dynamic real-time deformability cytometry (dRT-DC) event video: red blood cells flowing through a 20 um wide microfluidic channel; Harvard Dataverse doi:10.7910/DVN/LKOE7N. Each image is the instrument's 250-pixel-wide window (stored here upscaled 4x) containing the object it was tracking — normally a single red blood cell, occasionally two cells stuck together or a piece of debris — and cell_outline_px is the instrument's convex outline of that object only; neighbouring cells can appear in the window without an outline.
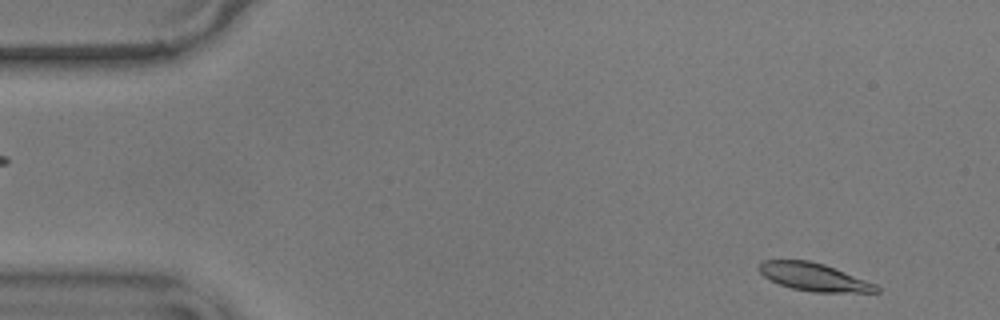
{"species": "common noctule bat (a hibernating species)", "species_latin": "Nyctalus noctula", "temperature_condition": "warm", "stored_images_in_passage": 55, "camera_frame_rate_fps": 3000, "um_per_image_px": 0.085, "animal": {"sex": "male", "body_mass_g": 17.9}, "frame": {"image": 1, "passage_image": 2, "time_ms": 0.333, "image_size_px": [1000, 320], "cell_outline_px": [[880, 292], [812, 292], [792, 288], [780, 284], [764, 276], [756, 268], [764, 260], [808, 260], [824, 264], [876, 284], [880, 288]], "centroid_in_image_um": [69.18, 23.54], "position_along_channel_um": 15.8, "area_um2": 18.84}}
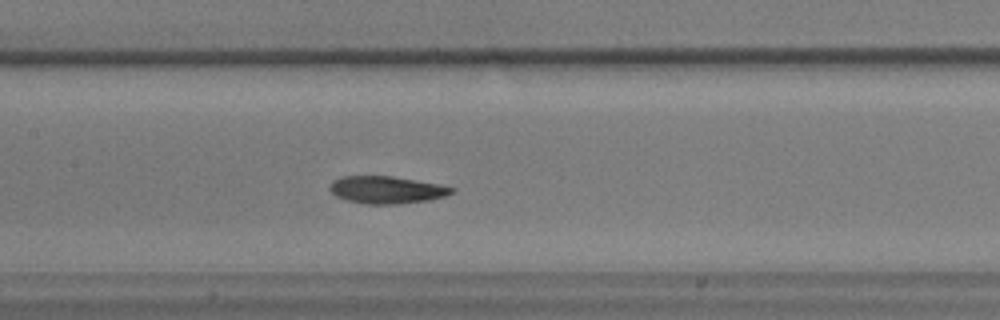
{"frame": {"image": 2, "passage_image": 24, "time_ms": 7.667, "image_size_px": [1000, 320], "cell_outline_px": [[456, 188], [452, 192], [444, 196], [428, 200], [396, 204], [364, 204], [344, 200], [336, 196], [328, 188], [328, 184], [332, 180], [340, 176], [392, 176], [440, 184]], "centroid_in_image_um": [32.8, 16.13], "position_along_channel_um": 174.6, "area_um2": 19.59}}
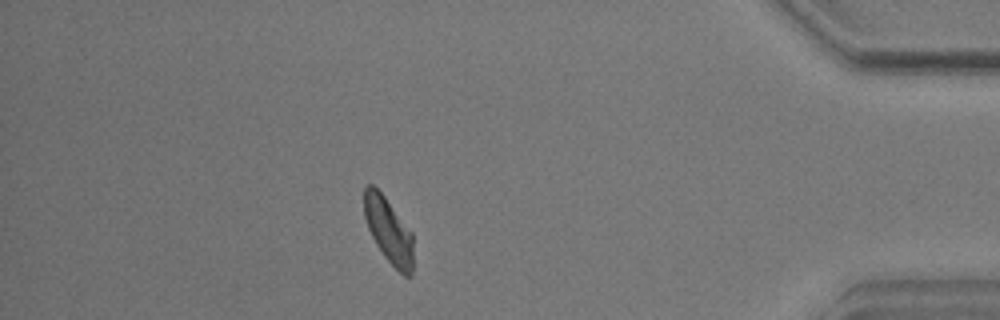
{"frame": {"image": 3, "passage_image": 47, "time_ms": 15.333, "image_size_px": [1000, 320], "cell_outline_px": [[412, 276], [404, 276], [384, 256], [376, 244], [368, 228], [364, 216], [364, 188], [368, 184], [372, 184], [384, 196], [412, 232]], "centroid_in_image_um": [33.02, 19.58], "position_along_channel_um": 402.2, "area_um2": 18.44}, "authors_computed_cell_mechanics": {"area_um2": 19.4786, "velocity_mm_per_s": 3.5471, "shape_relaxation_time_tau1_ms": 6.1908, "shape_relaxation_time_tau2_ms": 2.9866, "deformation_change_tau1": 0.1867, "deformation_change_tau2": 0.0759}}